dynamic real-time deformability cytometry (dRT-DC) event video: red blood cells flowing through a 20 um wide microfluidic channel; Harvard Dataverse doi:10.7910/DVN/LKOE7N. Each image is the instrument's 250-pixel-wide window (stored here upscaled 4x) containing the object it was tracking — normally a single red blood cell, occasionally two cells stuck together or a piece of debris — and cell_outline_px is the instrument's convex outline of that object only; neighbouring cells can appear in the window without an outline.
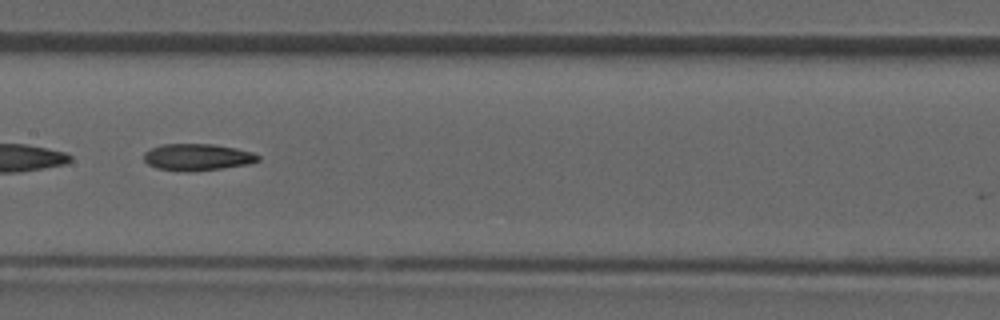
{"species": "common noctule bat (a hibernating species)", "species_latin": "Nyctalus noctula", "temperature_condition": "room temperature", "stored_images_in_passage": 28, "camera_frame_rate_fps": 3000, "um_per_image_px": 0.085, "animal": {"sex": "male", "forearm_length_mm": 52.5}, "frame": {"image": 1, "passage_image": 12, "time_ms": 3.667, "image_size_px": [1000, 320], "cell_outline_px": [[260, 160], [248, 164], [220, 168], [188, 172], [184, 172], [156, 168], [148, 164], [144, 160], [144, 152], [152, 148], [164, 144], [212, 144], [236, 148], [252, 152], [260, 156]], "centroid_in_image_um": [16.77, 13.36], "position_along_channel_um": 190.6, "area_um2": 17.74}}